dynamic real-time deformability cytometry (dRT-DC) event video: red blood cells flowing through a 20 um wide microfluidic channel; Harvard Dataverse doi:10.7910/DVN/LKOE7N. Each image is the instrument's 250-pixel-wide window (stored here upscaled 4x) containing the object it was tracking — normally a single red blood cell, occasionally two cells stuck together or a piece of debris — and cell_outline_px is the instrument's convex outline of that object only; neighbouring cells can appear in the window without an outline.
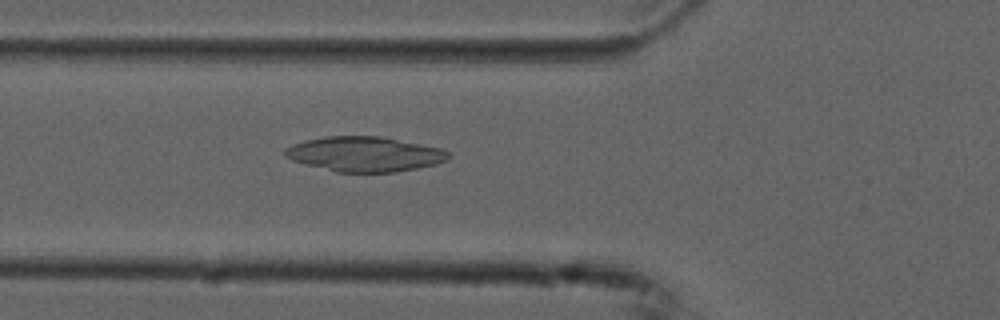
{"species": "common noctule bat (a hibernating species)", "species_latin": "Nyctalus noctula", "temperature_condition": "cold", "stored_images_in_passage": 33, "camera_frame_rate_fps": 3000, "um_per_image_px": 0.085, "animal": {"sex": "male", "forearm_length_mm": 52.5}, "frame": {"image": 1, "passage_image": 5, "time_ms": 1.333, "image_size_px": [1000, 320], "cell_outline_px": [[452, 156], [448, 160], [436, 164], [396, 172], [336, 172], [292, 160], [284, 156], [284, 148], [292, 144], [304, 140], [324, 136], [380, 136], [440, 148], [448, 152]], "centroid_in_image_um": [30.98, 13.09], "position_along_channel_um": 94.8, "area_um2": 33.23}}
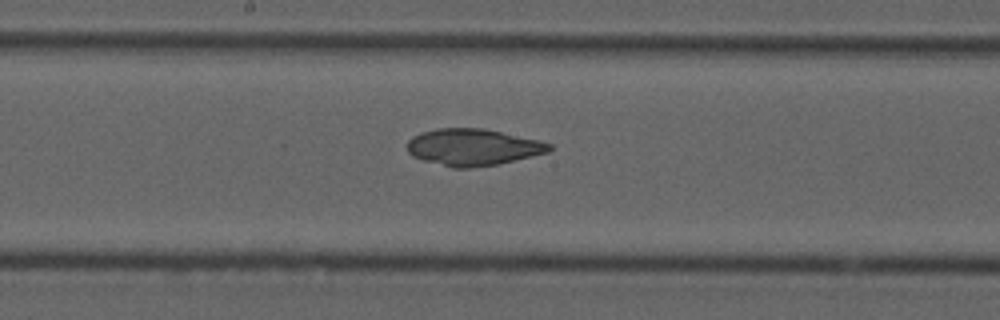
{"frame": {"image": 2, "passage_image": 14, "time_ms": 4.333, "image_size_px": [1000, 320], "cell_outline_px": [[552, 148], [548, 152], [496, 164], [468, 168], [452, 168], [420, 160], [412, 156], [408, 152], [408, 140], [412, 136], [420, 132], [436, 128], [484, 128], [536, 140], [552, 144]], "centroid_in_image_um": [40.12, 12.51], "position_along_channel_um": 208.1, "area_um2": 30.29}}
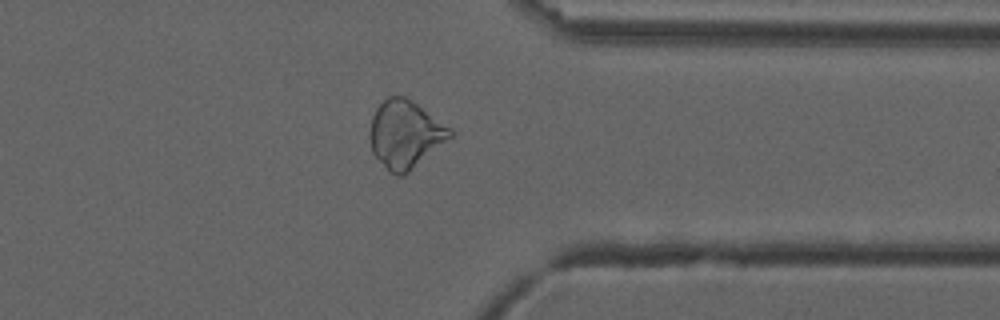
{"frame": {"image": 3, "passage_image": 28, "time_ms": 9.0, "image_size_px": [1000, 320], "cell_outline_px": [[456, 132], [452, 136], [404, 176], [396, 176], [388, 172], [372, 152], [368, 136], [372, 116], [376, 108], [388, 96], [404, 96], [452, 128]], "centroid_in_image_um": [34.42, 11.44], "position_along_channel_um": 377.0, "area_um2": 31.67}}